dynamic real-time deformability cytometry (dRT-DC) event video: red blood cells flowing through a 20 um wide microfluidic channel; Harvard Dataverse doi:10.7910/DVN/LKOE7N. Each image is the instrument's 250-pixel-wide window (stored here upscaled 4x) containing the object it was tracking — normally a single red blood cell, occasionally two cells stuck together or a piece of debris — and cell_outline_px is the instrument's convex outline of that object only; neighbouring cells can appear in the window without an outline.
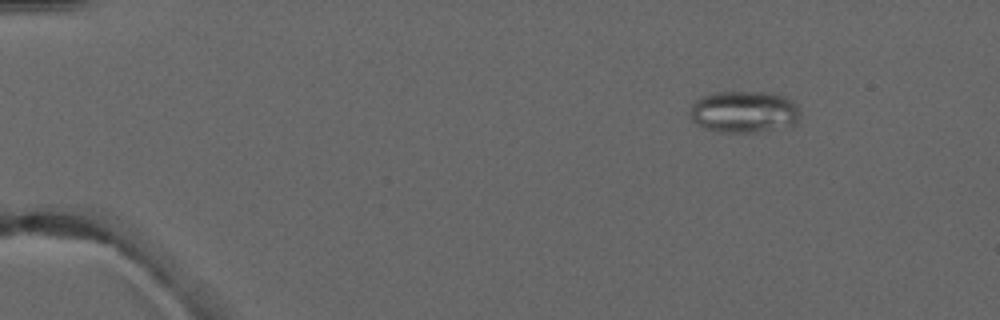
{"species": "common noctule bat (a hibernating species)", "species_latin": "Nyctalus noctula", "temperature_condition": "warm", "stored_images_in_passage": 4, "camera_frame_rate_fps": 3000, "um_per_image_px": 0.085, "animal": {"sex": "male", "forearm_length_mm": 52.5}, "frame": {"image": 1, "passage_image": 2, "time_ms": 1.0, "image_size_px": [1000, 320], "cell_outline_px": [[800, 112], [796, 124], [756, 132], [720, 132], [704, 128], [696, 124], [692, 120], [692, 104], [696, 100], [704, 96], [716, 92], [764, 92], [784, 96], [792, 100], [796, 104]], "centroid_in_image_um": [63.26, 9.5], "position_along_channel_um": 21.7, "area_um2": 26.59}}